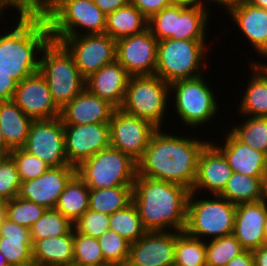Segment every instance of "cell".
Wrapping results in <instances>:
<instances>
[{
	"label": "cell",
	"instance_id": "cell-1",
	"mask_svg": "<svg viewBox=\"0 0 267 266\" xmlns=\"http://www.w3.org/2000/svg\"><path fill=\"white\" fill-rule=\"evenodd\" d=\"M186 136L157 128L137 162V176L179 184L191 191L196 182L199 154L209 140Z\"/></svg>",
	"mask_w": 267,
	"mask_h": 266
},
{
	"label": "cell",
	"instance_id": "cell-2",
	"mask_svg": "<svg viewBox=\"0 0 267 266\" xmlns=\"http://www.w3.org/2000/svg\"><path fill=\"white\" fill-rule=\"evenodd\" d=\"M17 19L14 29L0 32V92L39 72L38 57L51 39L44 15L19 14Z\"/></svg>",
	"mask_w": 267,
	"mask_h": 266
},
{
	"label": "cell",
	"instance_id": "cell-3",
	"mask_svg": "<svg viewBox=\"0 0 267 266\" xmlns=\"http://www.w3.org/2000/svg\"><path fill=\"white\" fill-rule=\"evenodd\" d=\"M190 192L179 184L137 176L132 202L147 231L184 232Z\"/></svg>",
	"mask_w": 267,
	"mask_h": 266
},
{
	"label": "cell",
	"instance_id": "cell-4",
	"mask_svg": "<svg viewBox=\"0 0 267 266\" xmlns=\"http://www.w3.org/2000/svg\"><path fill=\"white\" fill-rule=\"evenodd\" d=\"M39 73L45 78L53 101L60 110L85 88V78L72 55L60 42L51 39L41 51Z\"/></svg>",
	"mask_w": 267,
	"mask_h": 266
},
{
	"label": "cell",
	"instance_id": "cell-5",
	"mask_svg": "<svg viewBox=\"0 0 267 266\" xmlns=\"http://www.w3.org/2000/svg\"><path fill=\"white\" fill-rule=\"evenodd\" d=\"M44 17L49 27L50 38L105 32L106 14L93 0H56Z\"/></svg>",
	"mask_w": 267,
	"mask_h": 266
},
{
	"label": "cell",
	"instance_id": "cell-6",
	"mask_svg": "<svg viewBox=\"0 0 267 266\" xmlns=\"http://www.w3.org/2000/svg\"><path fill=\"white\" fill-rule=\"evenodd\" d=\"M195 195L196 193L190 192L188 197L184 232L203 241L233 234L237 205L219 195H211L214 197L212 199L204 197L200 200Z\"/></svg>",
	"mask_w": 267,
	"mask_h": 266
},
{
	"label": "cell",
	"instance_id": "cell-7",
	"mask_svg": "<svg viewBox=\"0 0 267 266\" xmlns=\"http://www.w3.org/2000/svg\"><path fill=\"white\" fill-rule=\"evenodd\" d=\"M206 42V40L173 39L158 41L155 75L169 84L201 76L203 70L205 72L209 67L204 60L208 52L205 51L208 49Z\"/></svg>",
	"mask_w": 267,
	"mask_h": 266
},
{
	"label": "cell",
	"instance_id": "cell-8",
	"mask_svg": "<svg viewBox=\"0 0 267 266\" xmlns=\"http://www.w3.org/2000/svg\"><path fill=\"white\" fill-rule=\"evenodd\" d=\"M210 12L198 4L173 3L148 20V29L158 41L206 40Z\"/></svg>",
	"mask_w": 267,
	"mask_h": 266
},
{
	"label": "cell",
	"instance_id": "cell-9",
	"mask_svg": "<svg viewBox=\"0 0 267 266\" xmlns=\"http://www.w3.org/2000/svg\"><path fill=\"white\" fill-rule=\"evenodd\" d=\"M76 174L89 189L133 186L137 177V162L109 146L84 160L76 167Z\"/></svg>",
	"mask_w": 267,
	"mask_h": 266
},
{
	"label": "cell",
	"instance_id": "cell-10",
	"mask_svg": "<svg viewBox=\"0 0 267 266\" xmlns=\"http://www.w3.org/2000/svg\"><path fill=\"white\" fill-rule=\"evenodd\" d=\"M171 95L170 84L159 76H131L120 109L129 115L150 121L157 128H163Z\"/></svg>",
	"mask_w": 267,
	"mask_h": 266
},
{
	"label": "cell",
	"instance_id": "cell-11",
	"mask_svg": "<svg viewBox=\"0 0 267 266\" xmlns=\"http://www.w3.org/2000/svg\"><path fill=\"white\" fill-rule=\"evenodd\" d=\"M205 75L182 79L170 84V94H174V110L184 126L196 128L209 123L218 115L219 107L214 95L205 80ZM218 112V113H217ZM213 118V119H212Z\"/></svg>",
	"mask_w": 267,
	"mask_h": 266
},
{
	"label": "cell",
	"instance_id": "cell-12",
	"mask_svg": "<svg viewBox=\"0 0 267 266\" xmlns=\"http://www.w3.org/2000/svg\"><path fill=\"white\" fill-rule=\"evenodd\" d=\"M51 40L60 42L68 50L85 79L116 60V40L107 34L51 38Z\"/></svg>",
	"mask_w": 267,
	"mask_h": 266
},
{
	"label": "cell",
	"instance_id": "cell-13",
	"mask_svg": "<svg viewBox=\"0 0 267 266\" xmlns=\"http://www.w3.org/2000/svg\"><path fill=\"white\" fill-rule=\"evenodd\" d=\"M156 129L148 120L115 109L109 121L110 146L138 162Z\"/></svg>",
	"mask_w": 267,
	"mask_h": 266
},
{
	"label": "cell",
	"instance_id": "cell-14",
	"mask_svg": "<svg viewBox=\"0 0 267 266\" xmlns=\"http://www.w3.org/2000/svg\"><path fill=\"white\" fill-rule=\"evenodd\" d=\"M23 148L50 167L72 166L67 160L64 125L60 117L33 120Z\"/></svg>",
	"mask_w": 267,
	"mask_h": 266
},
{
	"label": "cell",
	"instance_id": "cell-15",
	"mask_svg": "<svg viewBox=\"0 0 267 266\" xmlns=\"http://www.w3.org/2000/svg\"><path fill=\"white\" fill-rule=\"evenodd\" d=\"M5 93L33 120L60 117L61 110L55 105L48 84L39 72L12 85Z\"/></svg>",
	"mask_w": 267,
	"mask_h": 266
},
{
	"label": "cell",
	"instance_id": "cell-16",
	"mask_svg": "<svg viewBox=\"0 0 267 266\" xmlns=\"http://www.w3.org/2000/svg\"><path fill=\"white\" fill-rule=\"evenodd\" d=\"M158 40L147 29L116 40V60L129 76L155 75Z\"/></svg>",
	"mask_w": 267,
	"mask_h": 266
},
{
	"label": "cell",
	"instance_id": "cell-17",
	"mask_svg": "<svg viewBox=\"0 0 267 266\" xmlns=\"http://www.w3.org/2000/svg\"><path fill=\"white\" fill-rule=\"evenodd\" d=\"M63 125L67 160L74 167L110 146L109 123Z\"/></svg>",
	"mask_w": 267,
	"mask_h": 266
},
{
	"label": "cell",
	"instance_id": "cell-18",
	"mask_svg": "<svg viewBox=\"0 0 267 266\" xmlns=\"http://www.w3.org/2000/svg\"><path fill=\"white\" fill-rule=\"evenodd\" d=\"M75 174L74 166L49 167L38 178L21 182L17 197L55 209L66 184Z\"/></svg>",
	"mask_w": 267,
	"mask_h": 266
},
{
	"label": "cell",
	"instance_id": "cell-19",
	"mask_svg": "<svg viewBox=\"0 0 267 266\" xmlns=\"http://www.w3.org/2000/svg\"><path fill=\"white\" fill-rule=\"evenodd\" d=\"M175 231H148L130 244L128 263L132 266H173Z\"/></svg>",
	"mask_w": 267,
	"mask_h": 266
},
{
	"label": "cell",
	"instance_id": "cell-20",
	"mask_svg": "<svg viewBox=\"0 0 267 266\" xmlns=\"http://www.w3.org/2000/svg\"><path fill=\"white\" fill-rule=\"evenodd\" d=\"M224 155L209 141L198 157L196 182L191 192L199 195L204 190L210 195H219L232 175Z\"/></svg>",
	"mask_w": 267,
	"mask_h": 266
},
{
	"label": "cell",
	"instance_id": "cell-21",
	"mask_svg": "<svg viewBox=\"0 0 267 266\" xmlns=\"http://www.w3.org/2000/svg\"><path fill=\"white\" fill-rule=\"evenodd\" d=\"M266 218V200L236 206L233 235L244 250L253 251L265 245L263 229Z\"/></svg>",
	"mask_w": 267,
	"mask_h": 266
},
{
	"label": "cell",
	"instance_id": "cell-22",
	"mask_svg": "<svg viewBox=\"0 0 267 266\" xmlns=\"http://www.w3.org/2000/svg\"><path fill=\"white\" fill-rule=\"evenodd\" d=\"M231 21L237 25L257 52L267 59V9L255 7L245 0H237L227 11Z\"/></svg>",
	"mask_w": 267,
	"mask_h": 266
},
{
	"label": "cell",
	"instance_id": "cell-23",
	"mask_svg": "<svg viewBox=\"0 0 267 266\" xmlns=\"http://www.w3.org/2000/svg\"><path fill=\"white\" fill-rule=\"evenodd\" d=\"M116 108L84 88L60 112L63 124L109 123Z\"/></svg>",
	"mask_w": 267,
	"mask_h": 266
},
{
	"label": "cell",
	"instance_id": "cell-24",
	"mask_svg": "<svg viewBox=\"0 0 267 266\" xmlns=\"http://www.w3.org/2000/svg\"><path fill=\"white\" fill-rule=\"evenodd\" d=\"M129 77L125 68L115 60L90 74L85 79V88L118 109L123 104Z\"/></svg>",
	"mask_w": 267,
	"mask_h": 266
},
{
	"label": "cell",
	"instance_id": "cell-25",
	"mask_svg": "<svg viewBox=\"0 0 267 266\" xmlns=\"http://www.w3.org/2000/svg\"><path fill=\"white\" fill-rule=\"evenodd\" d=\"M224 144L211 142L225 157L232 172L251 177H263L267 168V155L239 141L230 131Z\"/></svg>",
	"mask_w": 267,
	"mask_h": 266
},
{
	"label": "cell",
	"instance_id": "cell-26",
	"mask_svg": "<svg viewBox=\"0 0 267 266\" xmlns=\"http://www.w3.org/2000/svg\"><path fill=\"white\" fill-rule=\"evenodd\" d=\"M0 252L10 266L33 264L30 229L6 218L0 225Z\"/></svg>",
	"mask_w": 267,
	"mask_h": 266
},
{
	"label": "cell",
	"instance_id": "cell-27",
	"mask_svg": "<svg viewBox=\"0 0 267 266\" xmlns=\"http://www.w3.org/2000/svg\"><path fill=\"white\" fill-rule=\"evenodd\" d=\"M32 121L9 95L0 92V128L11 150L25 146Z\"/></svg>",
	"mask_w": 267,
	"mask_h": 266
},
{
	"label": "cell",
	"instance_id": "cell-28",
	"mask_svg": "<svg viewBox=\"0 0 267 266\" xmlns=\"http://www.w3.org/2000/svg\"><path fill=\"white\" fill-rule=\"evenodd\" d=\"M74 228L65 235L36 240L32 244L36 266H73Z\"/></svg>",
	"mask_w": 267,
	"mask_h": 266
},
{
	"label": "cell",
	"instance_id": "cell-29",
	"mask_svg": "<svg viewBox=\"0 0 267 266\" xmlns=\"http://www.w3.org/2000/svg\"><path fill=\"white\" fill-rule=\"evenodd\" d=\"M257 62L250 61L249 67L253 73L238 104V113L244 117H267V66L264 62Z\"/></svg>",
	"mask_w": 267,
	"mask_h": 266
},
{
	"label": "cell",
	"instance_id": "cell-30",
	"mask_svg": "<svg viewBox=\"0 0 267 266\" xmlns=\"http://www.w3.org/2000/svg\"><path fill=\"white\" fill-rule=\"evenodd\" d=\"M147 29L148 19L131 3L106 15L104 34L115 40Z\"/></svg>",
	"mask_w": 267,
	"mask_h": 266
},
{
	"label": "cell",
	"instance_id": "cell-31",
	"mask_svg": "<svg viewBox=\"0 0 267 266\" xmlns=\"http://www.w3.org/2000/svg\"><path fill=\"white\" fill-rule=\"evenodd\" d=\"M89 194V187L75 174L66 184L55 209L74 224L89 209Z\"/></svg>",
	"mask_w": 267,
	"mask_h": 266
},
{
	"label": "cell",
	"instance_id": "cell-32",
	"mask_svg": "<svg viewBox=\"0 0 267 266\" xmlns=\"http://www.w3.org/2000/svg\"><path fill=\"white\" fill-rule=\"evenodd\" d=\"M263 177L232 173L219 196L233 204L263 201Z\"/></svg>",
	"mask_w": 267,
	"mask_h": 266
},
{
	"label": "cell",
	"instance_id": "cell-33",
	"mask_svg": "<svg viewBox=\"0 0 267 266\" xmlns=\"http://www.w3.org/2000/svg\"><path fill=\"white\" fill-rule=\"evenodd\" d=\"M133 186L90 189L89 209L111 215L132 202Z\"/></svg>",
	"mask_w": 267,
	"mask_h": 266
},
{
	"label": "cell",
	"instance_id": "cell-34",
	"mask_svg": "<svg viewBox=\"0 0 267 266\" xmlns=\"http://www.w3.org/2000/svg\"><path fill=\"white\" fill-rule=\"evenodd\" d=\"M109 230L115 231L130 244L135 243L148 232L133 202L109 215Z\"/></svg>",
	"mask_w": 267,
	"mask_h": 266
},
{
	"label": "cell",
	"instance_id": "cell-35",
	"mask_svg": "<svg viewBox=\"0 0 267 266\" xmlns=\"http://www.w3.org/2000/svg\"><path fill=\"white\" fill-rule=\"evenodd\" d=\"M174 265L206 266L205 242L188 236L185 232L175 231Z\"/></svg>",
	"mask_w": 267,
	"mask_h": 266
},
{
	"label": "cell",
	"instance_id": "cell-36",
	"mask_svg": "<svg viewBox=\"0 0 267 266\" xmlns=\"http://www.w3.org/2000/svg\"><path fill=\"white\" fill-rule=\"evenodd\" d=\"M229 131L242 143L267 155V117H250Z\"/></svg>",
	"mask_w": 267,
	"mask_h": 266
},
{
	"label": "cell",
	"instance_id": "cell-37",
	"mask_svg": "<svg viewBox=\"0 0 267 266\" xmlns=\"http://www.w3.org/2000/svg\"><path fill=\"white\" fill-rule=\"evenodd\" d=\"M73 228V224L61 212L47 209L30 228V238L33 244L39 239L68 234Z\"/></svg>",
	"mask_w": 267,
	"mask_h": 266
},
{
	"label": "cell",
	"instance_id": "cell-38",
	"mask_svg": "<svg viewBox=\"0 0 267 266\" xmlns=\"http://www.w3.org/2000/svg\"><path fill=\"white\" fill-rule=\"evenodd\" d=\"M205 247L206 266H225L230 260L244 251L233 234L207 240Z\"/></svg>",
	"mask_w": 267,
	"mask_h": 266
},
{
	"label": "cell",
	"instance_id": "cell-39",
	"mask_svg": "<svg viewBox=\"0 0 267 266\" xmlns=\"http://www.w3.org/2000/svg\"><path fill=\"white\" fill-rule=\"evenodd\" d=\"M108 265L99 245L98 239L74 230L73 266Z\"/></svg>",
	"mask_w": 267,
	"mask_h": 266
},
{
	"label": "cell",
	"instance_id": "cell-40",
	"mask_svg": "<svg viewBox=\"0 0 267 266\" xmlns=\"http://www.w3.org/2000/svg\"><path fill=\"white\" fill-rule=\"evenodd\" d=\"M6 217L28 229L46 212V208L26 199L15 197L5 202Z\"/></svg>",
	"mask_w": 267,
	"mask_h": 266
},
{
	"label": "cell",
	"instance_id": "cell-41",
	"mask_svg": "<svg viewBox=\"0 0 267 266\" xmlns=\"http://www.w3.org/2000/svg\"><path fill=\"white\" fill-rule=\"evenodd\" d=\"M98 242L108 265L121 266L128 262L130 243L115 231L107 230L98 238Z\"/></svg>",
	"mask_w": 267,
	"mask_h": 266
},
{
	"label": "cell",
	"instance_id": "cell-42",
	"mask_svg": "<svg viewBox=\"0 0 267 266\" xmlns=\"http://www.w3.org/2000/svg\"><path fill=\"white\" fill-rule=\"evenodd\" d=\"M9 156L14 161L21 182L41 176L50 166L24 148L13 149Z\"/></svg>",
	"mask_w": 267,
	"mask_h": 266
},
{
	"label": "cell",
	"instance_id": "cell-43",
	"mask_svg": "<svg viewBox=\"0 0 267 266\" xmlns=\"http://www.w3.org/2000/svg\"><path fill=\"white\" fill-rule=\"evenodd\" d=\"M20 178L16 165L8 155L0 165V201H9L17 197Z\"/></svg>",
	"mask_w": 267,
	"mask_h": 266
},
{
	"label": "cell",
	"instance_id": "cell-44",
	"mask_svg": "<svg viewBox=\"0 0 267 266\" xmlns=\"http://www.w3.org/2000/svg\"><path fill=\"white\" fill-rule=\"evenodd\" d=\"M74 230L78 233L99 238L109 230V215L88 209L74 224Z\"/></svg>",
	"mask_w": 267,
	"mask_h": 266
},
{
	"label": "cell",
	"instance_id": "cell-45",
	"mask_svg": "<svg viewBox=\"0 0 267 266\" xmlns=\"http://www.w3.org/2000/svg\"><path fill=\"white\" fill-rule=\"evenodd\" d=\"M56 0H0V15L13 7L20 15H44ZM4 10V11H3Z\"/></svg>",
	"mask_w": 267,
	"mask_h": 266
},
{
	"label": "cell",
	"instance_id": "cell-46",
	"mask_svg": "<svg viewBox=\"0 0 267 266\" xmlns=\"http://www.w3.org/2000/svg\"><path fill=\"white\" fill-rule=\"evenodd\" d=\"M148 20L162 9L173 4L171 0H130Z\"/></svg>",
	"mask_w": 267,
	"mask_h": 266
},
{
	"label": "cell",
	"instance_id": "cell-47",
	"mask_svg": "<svg viewBox=\"0 0 267 266\" xmlns=\"http://www.w3.org/2000/svg\"><path fill=\"white\" fill-rule=\"evenodd\" d=\"M93 1L106 15L130 3V0H93Z\"/></svg>",
	"mask_w": 267,
	"mask_h": 266
},
{
	"label": "cell",
	"instance_id": "cell-48",
	"mask_svg": "<svg viewBox=\"0 0 267 266\" xmlns=\"http://www.w3.org/2000/svg\"><path fill=\"white\" fill-rule=\"evenodd\" d=\"M225 266H254L252 251L244 250L241 254L230 260Z\"/></svg>",
	"mask_w": 267,
	"mask_h": 266
},
{
	"label": "cell",
	"instance_id": "cell-49",
	"mask_svg": "<svg viewBox=\"0 0 267 266\" xmlns=\"http://www.w3.org/2000/svg\"><path fill=\"white\" fill-rule=\"evenodd\" d=\"M254 266H267V245H263L252 251Z\"/></svg>",
	"mask_w": 267,
	"mask_h": 266
},
{
	"label": "cell",
	"instance_id": "cell-50",
	"mask_svg": "<svg viewBox=\"0 0 267 266\" xmlns=\"http://www.w3.org/2000/svg\"><path fill=\"white\" fill-rule=\"evenodd\" d=\"M237 0H199V5L208 8L210 3L219 4V7L224 6L226 11L236 2Z\"/></svg>",
	"mask_w": 267,
	"mask_h": 266
},
{
	"label": "cell",
	"instance_id": "cell-51",
	"mask_svg": "<svg viewBox=\"0 0 267 266\" xmlns=\"http://www.w3.org/2000/svg\"><path fill=\"white\" fill-rule=\"evenodd\" d=\"M12 150L6 145L3 132L0 128V154L9 155Z\"/></svg>",
	"mask_w": 267,
	"mask_h": 266
},
{
	"label": "cell",
	"instance_id": "cell-52",
	"mask_svg": "<svg viewBox=\"0 0 267 266\" xmlns=\"http://www.w3.org/2000/svg\"><path fill=\"white\" fill-rule=\"evenodd\" d=\"M245 1L255 7L267 9V0H245Z\"/></svg>",
	"mask_w": 267,
	"mask_h": 266
},
{
	"label": "cell",
	"instance_id": "cell-53",
	"mask_svg": "<svg viewBox=\"0 0 267 266\" xmlns=\"http://www.w3.org/2000/svg\"><path fill=\"white\" fill-rule=\"evenodd\" d=\"M6 205L5 201H0V225L6 219Z\"/></svg>",
	"mask_w": 267,
	"mask_h": 266
},
{
	"label": "cell",
	"instance_id": "cell-54",
	"mask_svg": "<svg viewBox=\"0 0 267 266\" xmlns=\"http://www.w3.org/2000/svg\"><path fill=\"white\" fill-rule=\"evenodd\" d=\"M262 186H263V198L267 201V168L264 172L263 180H262Z\"/></svg>",
	"mask_w": 267,
	"mask_h": 266
},
{
	"label": "cell",
	"instance_id": "cell-55",
	"mask_svg": "<svg viewBox=\"0 0 267 266\" xmlns=\"http://www.w3.org/2000/svg\"><path fill=\"white\" fill-rule=\"evenodd\" d=\"M173 3H183L187 5H193V4H198L199 5V0H171Z\"/></svg>",
	"mask_w": 267,
	"mask_h": 266
},
{
	"label": "cell",
	"instance_id": "cell-56",
	"mask_svg": "<svg viewBox=\"0 0 267 266\" xmlns=\"http://www.w3.org/2000/svg\"><path fill=\"white\" fill-rule=\"evenodd\" d=\"M0 266H10L7 259L1 252H0Z\"/></svg>",
	"mask_w": 267,
	"mask_h": 266
},
{
	"label": "cell",
	"instance_id": "cell-57",
	"mask_svg": "<svg viewBox=\"0 0 267 266\" xmlns=\"http://www.w3.org/2000/svg\"><path fill=\"white\" fill-rule=\"evenodd\" d=\"M265 245H267V218L264 224Z\"/></svg>",
	"mask_w": 267,
	"mask_h": 266
},
{
	"label": "cell",
	"instance_id": "cell-58",
	"mask_svg": "<svg viewBox=\"0 0 267 266\" xmlns=\"http://www.w3.org/2000/svg\"><path fill=\"white\" fill-rule=\"evenodd\" d=\"M7 156H8V155L0 154V165H1V162H2Z\"/></svg>",
	"mask_w": 267,
	"mask_h": 266
},
{
	"label": "cell",
	"instance_id": "cell-59",
	"mask_svg": "<svg viewBox=\"0 0 267 266\" xmlns=\"http://www.w3.org/2000/svg\"><path fill=\"white\" fill-rule=\"evenodd\" d=\"M121 266H132L131 264H129L128 262H125L123 265Z\"/></svg>",
	"mask_w": 267,
	"mask_h": 266
}]
</instances>
